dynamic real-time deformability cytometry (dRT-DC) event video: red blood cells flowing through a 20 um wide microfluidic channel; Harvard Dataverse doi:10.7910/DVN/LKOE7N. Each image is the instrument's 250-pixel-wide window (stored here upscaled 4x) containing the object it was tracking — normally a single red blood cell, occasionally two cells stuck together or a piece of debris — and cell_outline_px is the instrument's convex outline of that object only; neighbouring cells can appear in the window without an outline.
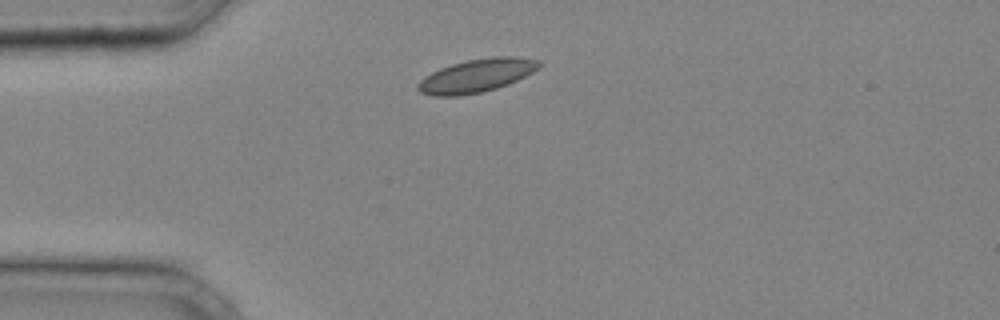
{"species": "common noctule bat (a hibernating species)", "species_latin": "Nyctalus noctula", "temperature_condition": "cold", "stored_images_in_passage": 25, "camera_frame_rate_fps": 3000, "um_per_image_px": 0.085, "animal": {"sex": "male", "body_mass_g": 20.4}, "frame": {"image": 1, "passage_image": 1, "time_ms": 0.0, "image_size_px": [1000, 320], "cell_outline_px": [[540, 64], [532, 72], [508, 84], [496, 88], [480, 92], [456, 96], [432, 96], [420, 92], [416, 88], [416, 84], [424, 76], [440, 68], [452, 64], [468, 60], [492, 56], [516, 56], [540, 60]], "centroid_in_image_um": [40.46, 6.42], "position_along_channel_um": 44.5, "area_um2": 23.35}}
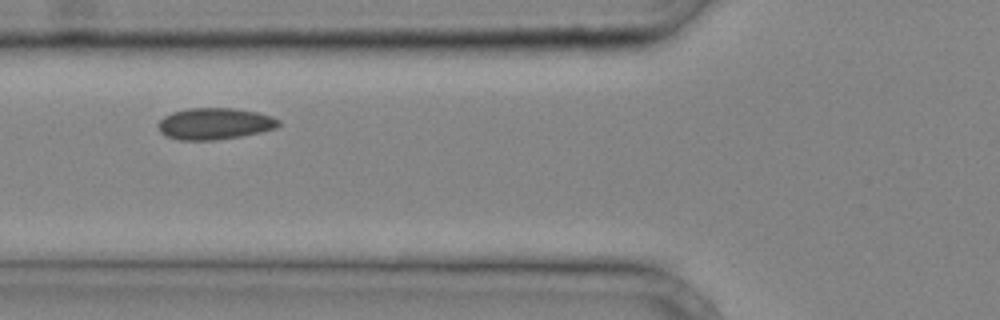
{"frame": {"image": 2, "passage_image": 6, "time_ms": 1.667, "image_size_px": [1000, 320], "cell_outline_px": [[280, 124], [276, 128], [260, 132], [240, 136], [216, 140], [180, 140], [164, 136], [160, 132], [156, 124], [164, 116], [172, 112], [188, 108], [236, 108], [256, 112], [272, 116], [280, 120]], "centroid_in_image_um": [18.22, 10.51], "position_along_channel_um": 107.6, "area_um2": 22.31}}
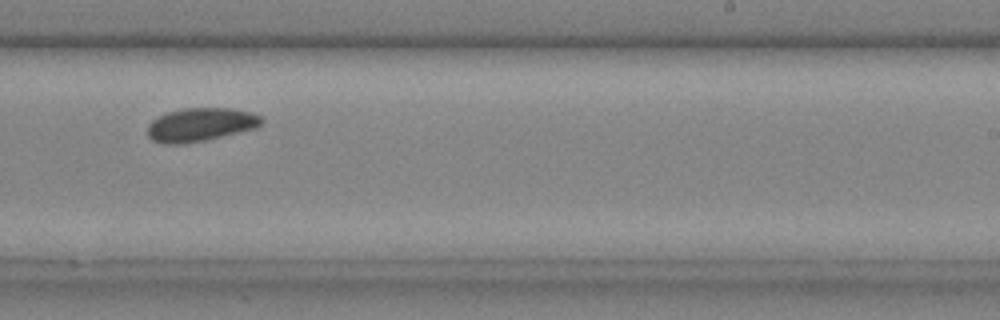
{"frame": {"image": 3, "passage_image": 16, "time_ms": 5.0, "image_size_px": [1000, 320], "cell_outline_px": [[264, 124], [256, 128], [204, 140], [180, 144], [164, 144], [152, 140], [148, 136], [148, 124], [152, 120], [168, 112], [184, 108], [228, 108], [248, 112], [260, 116], [264, 120]], "centroid_in_image_um": [17.04, 10.59], "position_along_channel_um": 272.0, "area_um2": 22.02}}